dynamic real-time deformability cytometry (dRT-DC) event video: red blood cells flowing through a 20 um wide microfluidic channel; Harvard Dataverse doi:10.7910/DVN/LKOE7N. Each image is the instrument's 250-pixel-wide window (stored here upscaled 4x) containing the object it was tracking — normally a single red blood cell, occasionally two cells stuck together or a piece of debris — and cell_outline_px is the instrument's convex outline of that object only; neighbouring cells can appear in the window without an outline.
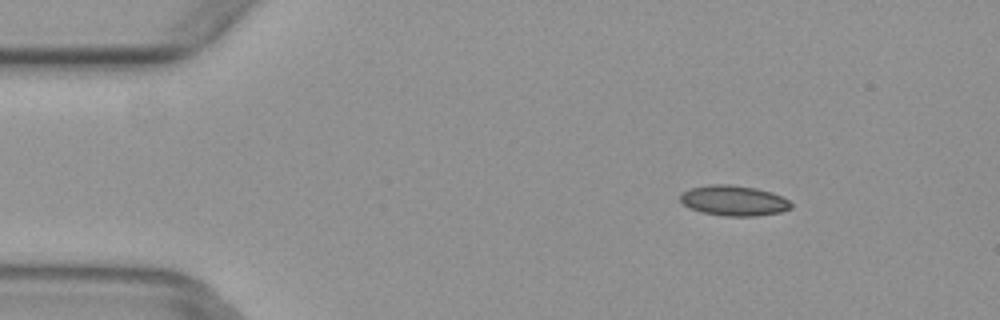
{"species": "common noctule bat (a hibernating species)", "species_latin": "Nyctalus noctula", "temperature_condition": "warm", "stored_images_in_passage": 4, "camera_frame_rate_fps": 3000, "um_per_image_px": 0.085, "animal": {"sex": "female", "body_mass_g": 29.2, "forearm_length_mm": 56.3}, "frame": {"image": 1, "passage_image": 2, "time_ms": 0.333, "image_size_px": [1000, 320], "cell_outline_px": [[792, 208], [780, 212], [756, 216], [724, 216], [700, 212], [688, 208], [680, 200], [680, 192], [692, 188], [708, 184], [732, 184], [756, 188], [772, 192], [788, 200], [792, 204]], "centroid_in_image_um": [62.35, 17.05], "position_along_channel_um": 22.7, "area_um2": 19.77}}